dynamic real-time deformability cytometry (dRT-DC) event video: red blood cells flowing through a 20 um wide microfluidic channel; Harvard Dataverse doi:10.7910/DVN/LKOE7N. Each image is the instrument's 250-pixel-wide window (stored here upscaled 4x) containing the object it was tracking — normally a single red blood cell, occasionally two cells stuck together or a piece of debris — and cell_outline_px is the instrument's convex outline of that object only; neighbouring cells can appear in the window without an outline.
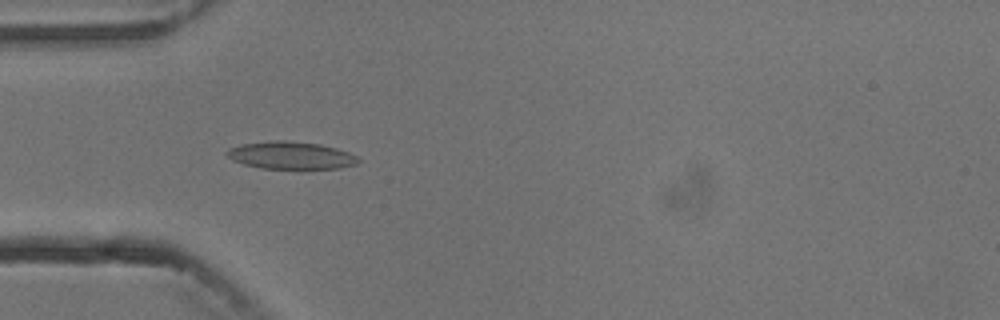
{"species": "common noctule bat (a hibernating species)", "species_latin": "Nyctalus noctula", "temperature_condition": "cold", "stored_images_in_passage": 6, "camera_frame_rate_fps": 3000, "um_per_image_px": 0.085, "animal": {"sex": "male", "body_mass_g": 13.3}, "frame": {"image": 1, "passage_image": 5, "time_ms": 4.667, "image_size_px": [1000, 320], "cell_outline_px": [[360, 160], [356, 164], [340, 168], [264, 168], [244, 164], [232, 160], [224, 152], [228, 148], [244, 144], [272, 140], [284, 140], [320, 144], [336, 148], [348, 152], [356, 156]], "centroid_in_image_um": [24.71, 13.2], "position_along_channel_um": 60.3, "area_um2": 20.81}}
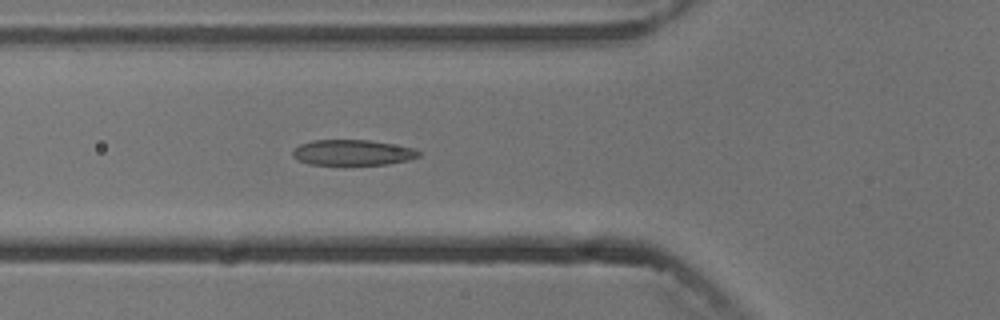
{"frame": {"image": 2, "passage_image": 6, "time_ms": 5.667, "image_size_px": [1000, 320], "cell_outline_px": [[420, 156], [408, 160], [388, 164], [308, 164], [296, 160], [292, 156], [292, 152], [300, 144], [312, 140], [368, 140], [416, 148], [420, 152]], "centroid_in_image_um": [29.96, 12.96], "position_along_channel_um": 95.8, "area_um2": 18.73}}